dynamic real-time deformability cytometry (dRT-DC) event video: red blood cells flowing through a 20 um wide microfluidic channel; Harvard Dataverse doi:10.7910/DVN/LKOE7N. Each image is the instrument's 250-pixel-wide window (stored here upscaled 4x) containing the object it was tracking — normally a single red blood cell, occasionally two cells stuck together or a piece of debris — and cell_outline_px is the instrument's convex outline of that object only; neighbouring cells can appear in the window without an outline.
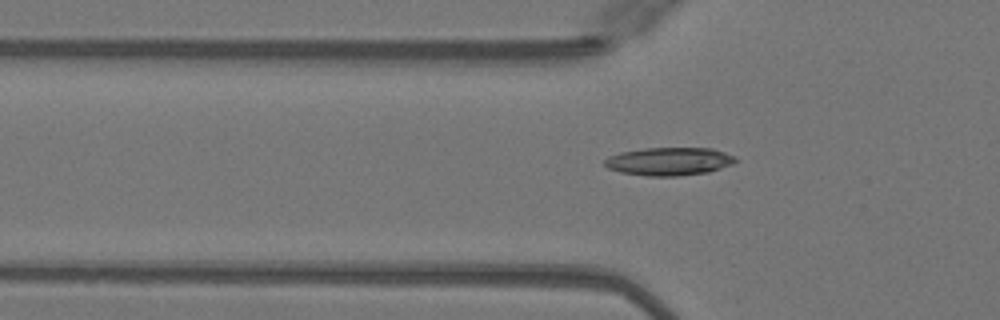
{"species": "Egyptian fruit bat (a non-hibernating species)", "species_latin": "Rousettus aegyptiacus", "temperature_condition": "warm", "stored_images_in_passage": 39, "camera_frame_rate_fps": 3000, "um_per_image_px": 0.085, "animal": {"sex": "female"}, "frame": {"image": 1, "passage_image": 7, "time_ms": 2.0, "image_size_px": [1000, 320], "cell_outline_px": [[736, 160], [732, 164], [708, 172], [676, 176], [648, 176], [620, 172], [608, 168], [604, 164], [604, 160], [608, 156], [620, 152], [644, 148], [712, 148], [736, 156]], "centroid_in_image_um": [56.86, 13.71], "position_along_channel_um": 68.9, "area_um2": 21.39}}
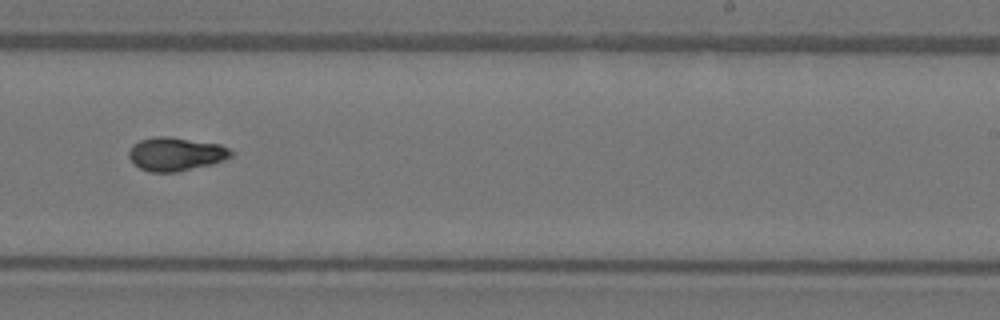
{"frame": {"image": 2, "passage_image": 22, "time_ms": 7.0, "image_size_px": [1000, 320], "cell_outline_px": [[236, 152], [232, 156], [224, 160], [212, 164], [176, 172], [148, 172], [140, 168], [128, 156], [128, 152], [132, 144], [140, 140], [156, 136], [168, 136], [220, 144]], "centroid_in_image_um": [14.96, 13.09], "position_along_channel_um": 274.0, "area_um2": 20.06}}
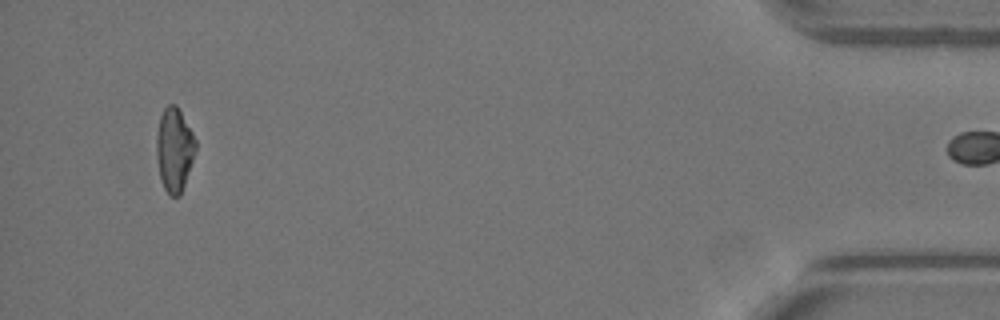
{"frame": {"image": 3, "passage_image": 38, "time_ms": 12.333, "image_size_px": [1000, 320], "cell_outline_px": [[196, 148], [180, 196], [168, 196], [160, 180], [156, 156], [156, 136], [160, 116], [164, 108], [168, 104], [176, 104], [192, 132], [196, 140]], "centroid_in_image_um": [14.79, 12.72], "position_along_channel_um": 420.4, "area_um2": 19.07}, "authors_computed_cell_mechanics": {"area_um2": 19.363, "velocity_mm_per_s": 4.1008, "shape_relaxation_time_tau1_ms": 5.444, "shape_relaxation_time_tau2_ms": 1.7143, "deformation_change_tau1": 0.2259, "deformation_change_tau2": 0.0622}}